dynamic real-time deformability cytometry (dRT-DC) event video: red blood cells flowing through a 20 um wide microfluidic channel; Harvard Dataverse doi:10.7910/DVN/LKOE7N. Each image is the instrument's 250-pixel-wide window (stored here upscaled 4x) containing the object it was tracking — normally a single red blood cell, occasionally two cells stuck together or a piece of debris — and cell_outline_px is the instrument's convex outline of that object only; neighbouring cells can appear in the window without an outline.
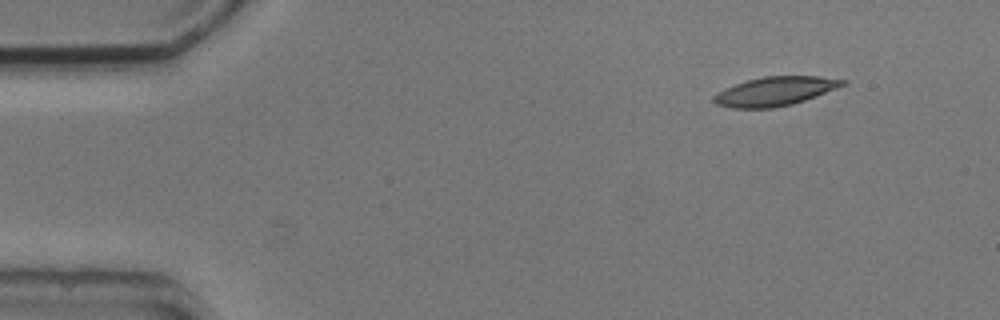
{"species": "common noctule bat (a hibernating species)", "species_latin": "Nyctalus noctula", "temperature_condition": "cold", "stored_images_in_passage": 2, "camera_frame_rate_fps": 3000, "um_per_image_px": 0.085, "animal": {"sex": "male", "body_mass_g": 20.5, "forearm_length_mm": 52.5}, "frame": {"image": 1, "passage_image": 2, "time_ms": 2.0, "image_size_px": [1000, 320], "cell_outline_px": [[848, 84], [816, 96], [792, 104], [772, 108], [732, 108], [716, 104], [712, 100], [712, 96], [716, 92], [724, 88], [748, 80], [764, 76], [820, 76], [848, 80]], "centroid_in_image_um": [65.88, 7.75], "position_along_channel_um": 19.1, "area_um2": 21.85}}